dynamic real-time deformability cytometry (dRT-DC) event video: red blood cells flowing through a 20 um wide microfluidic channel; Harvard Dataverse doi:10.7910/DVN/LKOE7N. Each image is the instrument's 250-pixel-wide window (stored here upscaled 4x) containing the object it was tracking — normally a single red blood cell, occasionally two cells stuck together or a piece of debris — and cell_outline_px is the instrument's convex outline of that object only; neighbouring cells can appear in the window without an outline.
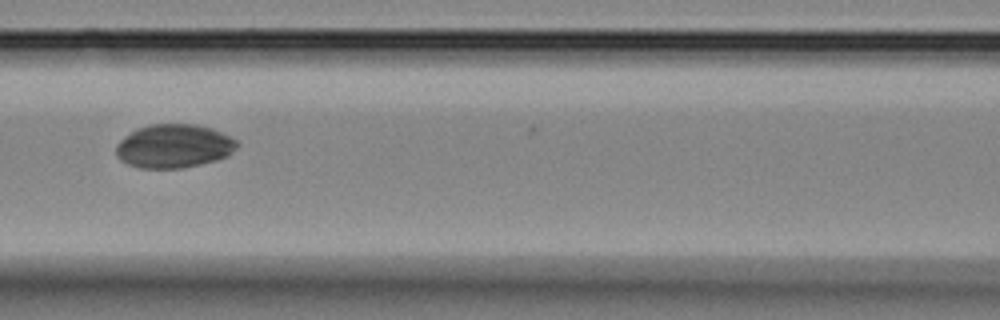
{"species": "Egyptian fruit bat (a non-hibernating species)", "species_latin": "Rousettus aegyptiacus", "temperature_condition": "room temperature", "stored_images_in_passage": 9, "camera_frame_rate_fps": 3000, "um_per_image_px": 0.085, "animal": {"sex": "female"}, "frame": {"image": 1, "passage_image": 8, "time_ms": 8.0, "image_size_px": [1000, 320], "cell_outline_px": [[240, 144], [228, 156], [216, 160], [200, 164], [180, 168], [140, 168], [128, 164], [120, 160], [116, 156], [116, 144], [124, 136], [136, 128], [148, 124], [196, 124], [212, 128], [236, 140]], "centroid_in_image_um": [14.76, 12.41], "position_along_channel_um": 151.8, "area_um2": 30.92}}